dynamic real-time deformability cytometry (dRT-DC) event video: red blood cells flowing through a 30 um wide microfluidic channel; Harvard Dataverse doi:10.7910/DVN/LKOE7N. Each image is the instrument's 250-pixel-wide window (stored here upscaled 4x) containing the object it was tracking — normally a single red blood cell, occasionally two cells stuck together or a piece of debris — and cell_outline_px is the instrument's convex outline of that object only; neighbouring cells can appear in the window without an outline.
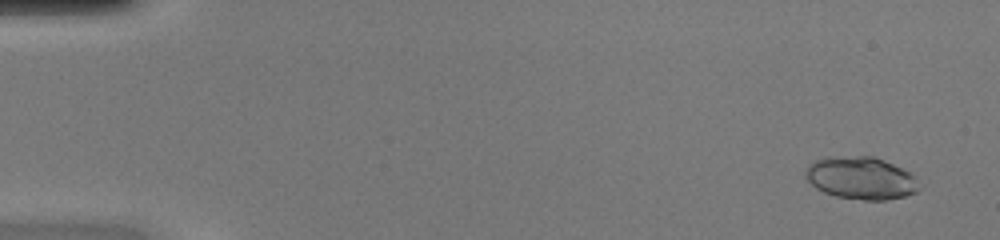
{"species": "common noctule bat (a hibernating species)", "species_latin": "Nyctalus noctula", "temperature_condition": "warm", "stored_images_in_passage": 17, "camera_frame_rate_fps": 3000, "um_per_image_px": 0.085, "animal": {"sex": "female", "body_mass_g": 20.0, "forearm_length_mm": 54.0}, "frame": {"image": 1, "passage_image": 3, "time_ms": 0.667, "image_size_px": [1000, 240], "cell_outline_px": [[920, 188], [916, 192], [904, 196], [888, 200], [864, 200], [836, 196], [824, 192], [816, 188], [808, 180], [804, 172], [804, 168], [808, 164], [824, 156], [872, 156], [884, 160], [912, 172]], "centroid_in_image_um": [73.17, 15.12], "position_along_channel_um": 11.8, "area_um2": 28.38}}